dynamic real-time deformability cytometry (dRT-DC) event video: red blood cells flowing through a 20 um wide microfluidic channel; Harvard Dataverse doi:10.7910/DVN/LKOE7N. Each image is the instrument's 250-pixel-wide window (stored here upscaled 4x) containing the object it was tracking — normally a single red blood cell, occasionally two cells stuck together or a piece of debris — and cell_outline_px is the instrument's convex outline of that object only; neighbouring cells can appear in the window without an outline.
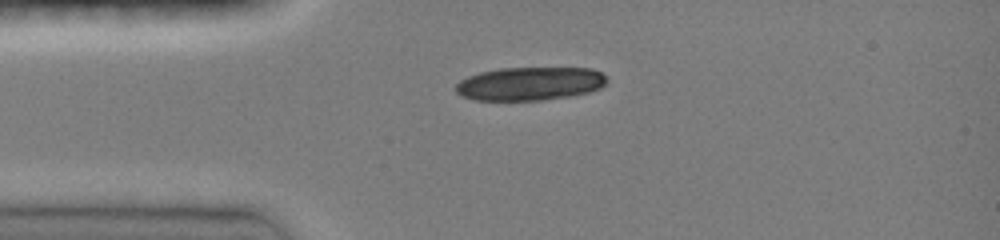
{"species": "common noctule bat (a hibernating species)", "species_latin": "Nyctalus noctula", "temperature_condition": "room temperature", "stored_images_in_passage": 37, "camera_frame_rate_fps": 3000, "um_per_image_px": 0.085, "animal": {"sex": "female", "body_mass_g": 19.0, "forearm_length_mm": 51.5}, "frame": {"image": 1, "passage_image": 1, "time_ms": 0.0, "image_size_px": [1000, 240], "cell_outline_px": [[608, 80], [600, 88], [588, 92], [568, 96], [540, 100], [476, 100], [460, 96], [456, 92], [456, 84], [460, 80], [468, 76], [480, 72], [500, 68], [592, 68], [608, 76]], "centroid_in_image_um": [45.04, 7.1], "position_along_channel_um": 40.0, "area_um2": 29.42}}
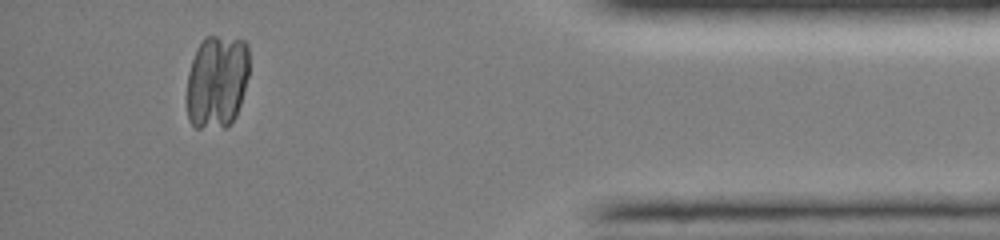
{"frame": {"image": 2, "passage_image": 33, "time_ms": 10.667, "image_size_px": [1000, 240], "cell_outline_px": [[248, 76], [240, 104], [236, 116], [224, 128], [196, 128], [188, 120], [188, 72], [196, 48], [204, 36], [216, 36], [244, 40], [248, 44]], "centroid_in_image_um": [18.44, 6.91], "position_along_channel_um": 416.8, "area_um2": 34.1}}